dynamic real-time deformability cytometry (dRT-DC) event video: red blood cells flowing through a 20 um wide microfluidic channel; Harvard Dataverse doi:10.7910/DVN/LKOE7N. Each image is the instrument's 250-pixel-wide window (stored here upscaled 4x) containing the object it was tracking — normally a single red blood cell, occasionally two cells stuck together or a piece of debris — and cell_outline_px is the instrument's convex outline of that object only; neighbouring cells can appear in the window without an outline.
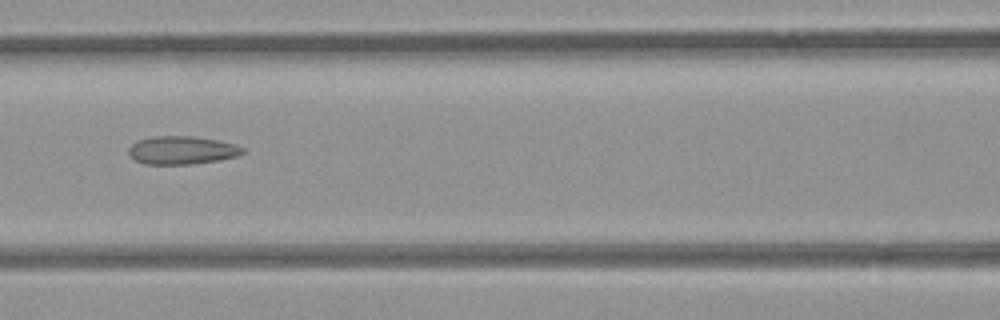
{"species": "common noctule bat (a hibernating species)", "species_latin": "Nyctalus noctula", "temperature_condition": "room temperature", "stored_images_in_passage": 7, "camera_frame_rate_fps": 3000, "um_per_image_px": 0.085, "animal": {"sex": "female", "body_mass_g": 21.9}, "frame": {"image": 1, "passage_image": 6, "time_ms": 5.667, "image_size_px": [1000, 320], "cell_outline_px": [[248, 152], [236, 156], [220, 160], [188, 164], [144, 164], [136, 160], [128, 152], [128, 148], [132, 144], [140, 140], [152, 136], [192, 136], [220, 140], [236, 144], [244, 148]], "centroid_in_image_um": [15.52, 12.76], "position_along_channel_um": 151.1, "area_um2": 18.79}}
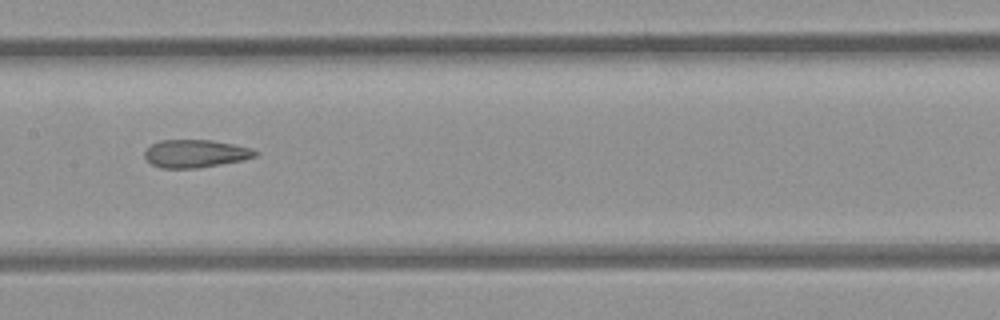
{"frame": {"image": 2, "passage_image": 7, "time_ms": 6.667, "image_size_px": [1000, 320], "cell_outline_px": [[260, 152], [256, 156], [244, 160], [196, 168], [160, 168], [152, 164], [144, 156], [144, 152], [152, 144], [160, 140], [212, 140], [252, 148]], "centroid_in_image_um": [16.63, 13.05], "position_along_channel_um": 190.8, "area_um2": 17.92}}